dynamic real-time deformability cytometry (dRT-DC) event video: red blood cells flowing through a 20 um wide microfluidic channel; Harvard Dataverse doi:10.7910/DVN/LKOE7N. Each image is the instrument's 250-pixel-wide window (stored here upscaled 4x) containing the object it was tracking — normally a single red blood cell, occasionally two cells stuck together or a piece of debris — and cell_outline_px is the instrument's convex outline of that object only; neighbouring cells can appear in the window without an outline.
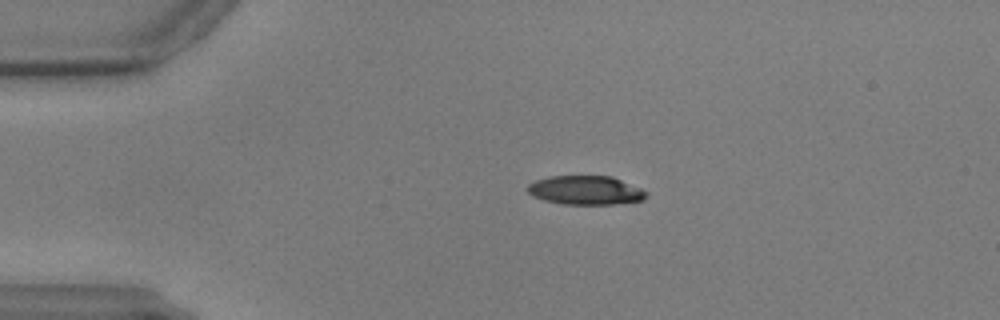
{"species": "common noctule bat (a hibernating species)", "species_latin": "Nyctalus noctula", "temperature_condition": "warm", "stored_images_in_passage": 43, "camera_frame_rate_fps": 3000, "um_per_image_px": 0.085, "animal": {"sex": "male", "body_mass_g": 17.9, "forearm_length_mm": 54.2}, "frame": {"image": 1, "passage_image": 5, "time_ms": 1.333, "image_size_px": [1000, 320], "cell_outline_px": [[648, 196], [644, 200], [612, 204], [560, 204], [544, 200], [532, 196], [528, 192], [528, 184], [536, 180], [548, 176], [612, 176], [640, 188], [648, 192]], "centroid_in_image_um": [49.78, 16.17], "position_along_channel_um": 35.2, "area_um2": 20.06}}
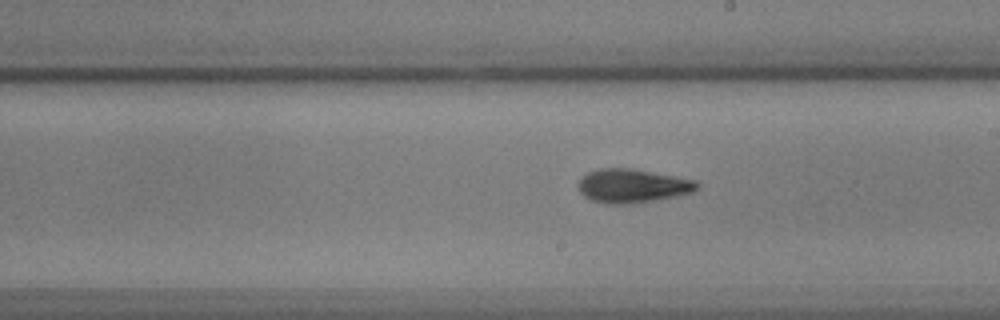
{"frame": {"image": 2, "passage_image": 26, "time_ms": 8.333, "image_size_px": [1000, 320], "cell_outline_px": [[700, 188], [692, 192], [676, 196], [652, 200], [624, 204], [608, 204], [592, 200], [584, 196], [580, 192], [576, 184], [588, 172], [600, 168], [632, 168], [696, 180], [700, 184]], "centroid_in_image_um": [53.76, 15.79], "position_along_channel_um": 235.2, "area_um2": 23.29}}
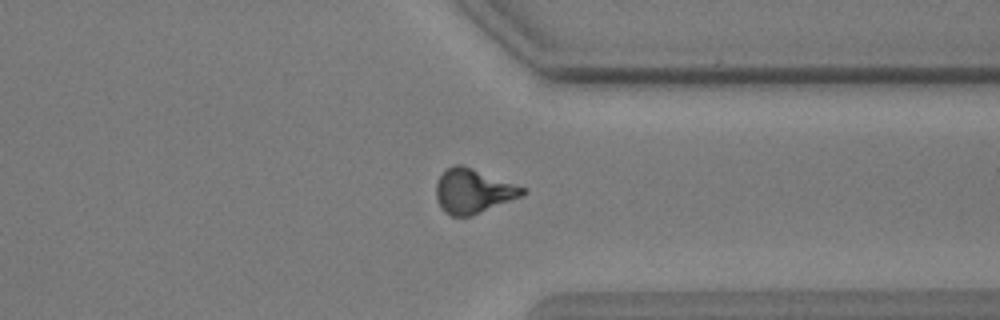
{"frame": {"image": 3, "passage_image": 38, "time_ms": 12.333, "image_size_px": [1000, 320], "cell_outline_px": [[528, 192], [520, 196], [472, 216], [452, 216], [444, 212], [436, 196], [436, 184], [440, 176], [452, 164], [460, 164], [472, 168], [524, 188]], "centroid_in_image_um": [40.18, 16.25], "position_along_channel_um": 371.2, "area_um2": 21.85}}